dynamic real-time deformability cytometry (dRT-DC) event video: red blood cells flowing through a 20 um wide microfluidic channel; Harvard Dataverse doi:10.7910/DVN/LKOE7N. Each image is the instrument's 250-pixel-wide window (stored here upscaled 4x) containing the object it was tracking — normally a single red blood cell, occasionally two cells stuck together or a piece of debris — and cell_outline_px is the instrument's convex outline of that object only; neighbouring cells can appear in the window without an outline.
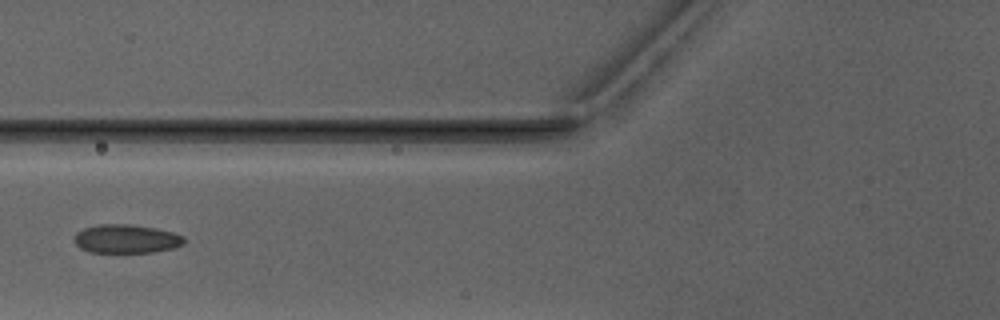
{"species": "Egyptian fruit bat (a non-hibernating species)", "species_latin": "Rousettus aegyptiacus", "temperature_condition": "warm", "stored_images_in_passage": 5, "camera_frame_rate_fps": 3000, "um_per_image_px": 0.085, "animal": {"sex": "male"}, "frame": {"image": 1, "passage_image": 5, "time_ms": 4.667, "image_size_px": [1000, 320], "cell_outline_px": [[184, 244], [176, 248], [152, 252], [88, 252], [80, 248], [72, 240], [76, 232], [84, 228], [100, 224], [128, 224], [156, 228], [172, 232], [184, 236]], "centroid_in_image_um": [10.72, 20.3], "position_along_channel_um": 115.1, "area_um2": 18.5}}